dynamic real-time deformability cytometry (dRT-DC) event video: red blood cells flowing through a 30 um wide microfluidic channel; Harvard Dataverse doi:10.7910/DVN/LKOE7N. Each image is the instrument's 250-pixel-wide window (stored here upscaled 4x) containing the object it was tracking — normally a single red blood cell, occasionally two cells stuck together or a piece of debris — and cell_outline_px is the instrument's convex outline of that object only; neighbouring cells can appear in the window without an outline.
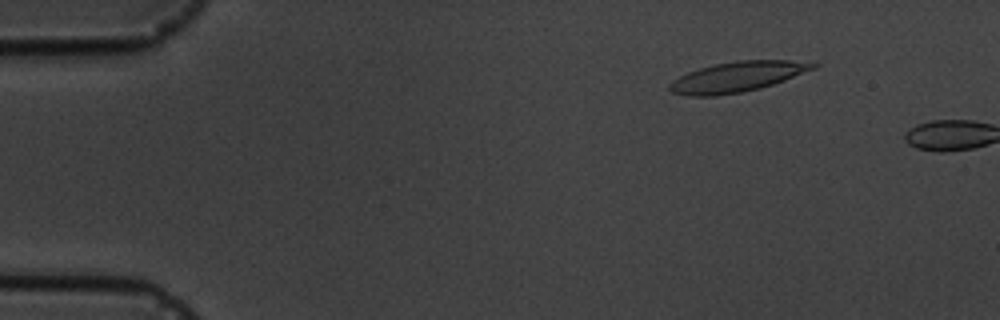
{"species": "common noctule bat (a hibernating species)", "species_latin": "Nyctalus noctula", "temperature_condition": "cold", "stored_images_in_passage": 3, "camera_frame_rate_fps": 3000, "um_per_image_px": 0.085, "animal": {"sex": "male", "body_mass_g": 19.5, "forearm_length_mm": 54.6}, "frame": {"image": 1, "passage_image": 2, "time_ms": 1.333, "image_size_px": [1000, 320], "cell_outline_px": [[820, 64], [816, 68], [784, 80], [760, 88], [740, 92], [716, 96], [688, 96], [672, 92], [668, 88], [668, 84], [672, 80], [688, 72], [700, 68], [716, 64], [740, 60], [788, 60]], "centroid_in_image_um": [62.63, 6.53], "position_along_channel_um": 22.4, "area_um2": 25.03}}